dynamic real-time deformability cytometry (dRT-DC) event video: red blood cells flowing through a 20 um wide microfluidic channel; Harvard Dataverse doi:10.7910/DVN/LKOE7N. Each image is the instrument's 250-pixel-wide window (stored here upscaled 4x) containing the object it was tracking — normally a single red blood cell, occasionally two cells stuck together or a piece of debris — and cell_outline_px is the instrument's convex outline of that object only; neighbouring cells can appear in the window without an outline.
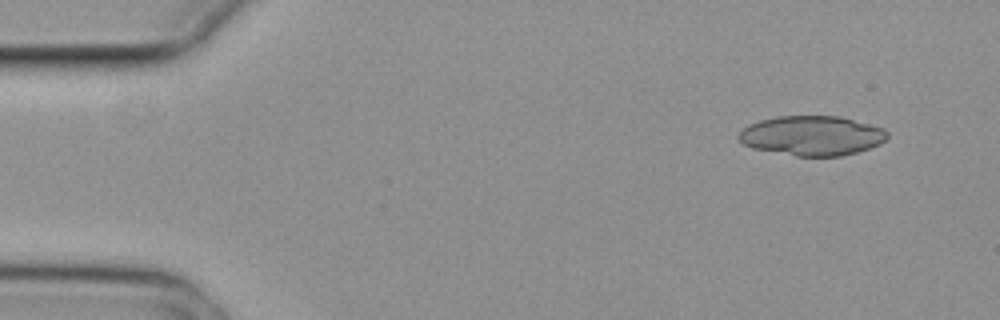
{"species": "common noctule bat (a hibernating species)", "species_latin": "Nyctalus noctula", "temperature_condition": "cold", "stored_images_in_passage": 5, "camera_frame_rate_fps": 3000, "um_per_image_px": 0.085, "animal": {"sex": "female", "body_mass_g": 29.2, "forearm_length_mm": 56.3}, "frame": {"image": 1, "passage_image": 2, "time_ms": 0.333, "image_size_px": [1000, 320], "cell_outline_px": [[888, 136], [880, 144], [856, 152], [840, 156], [796, 156], [752, 148], [744, 144], [736, 136], [748, 124], [760, 120], [780, 116], [840, 116], [884, 128], [888, 132]], "centroid_in_image_um": [69.01, 11.53], "position_along_channel_um": 16.0, "area_um2": 34.28}}